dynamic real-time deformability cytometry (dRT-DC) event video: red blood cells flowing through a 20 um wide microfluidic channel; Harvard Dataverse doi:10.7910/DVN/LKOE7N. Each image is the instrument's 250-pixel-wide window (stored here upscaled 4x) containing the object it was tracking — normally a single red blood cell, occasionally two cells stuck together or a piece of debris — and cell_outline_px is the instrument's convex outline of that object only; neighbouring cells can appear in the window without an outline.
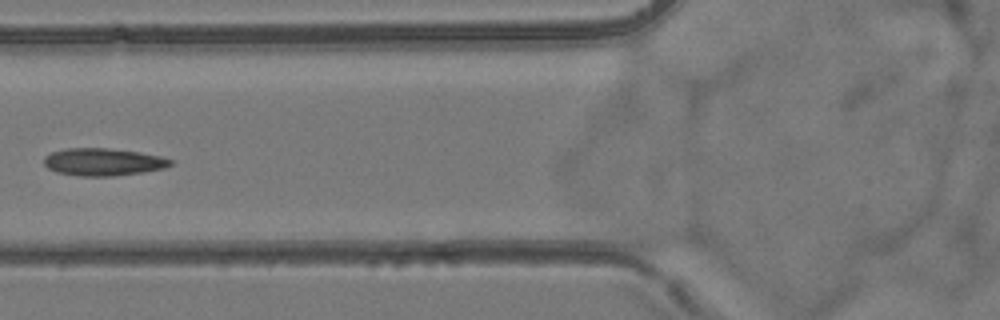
{"species": "common noctule bat (a hibernating species)", "species_latin": "Nyctalus noctula", "temperature_condition": "room temperature", "stored_images_in_passage": 7, "camera_frame_rate_fps": 3000, "um_per_image_px": 0.085, "animal": {"sex": "female", "body_mass_g": 24.6, "forearm_length_mm": 56.2}, "frame": {"image": 1, "passage_image": 7, "time_ms": 7.0, "image_size_px": [1000, 320], "cell_outline_px": [[172, 164], [164, 168], [144, 172], [112, 176], [80, 176], [56, 172], [48, 168], [44, 164], [44, 156], [52, 152], [68, 148], [108, 148], [140, 152], [160, 156], [172, 160]], "centroid_in_image_um": [8.76, 13.76], "position_along_channel_um": 117.0, "area_um2": 20.23}}